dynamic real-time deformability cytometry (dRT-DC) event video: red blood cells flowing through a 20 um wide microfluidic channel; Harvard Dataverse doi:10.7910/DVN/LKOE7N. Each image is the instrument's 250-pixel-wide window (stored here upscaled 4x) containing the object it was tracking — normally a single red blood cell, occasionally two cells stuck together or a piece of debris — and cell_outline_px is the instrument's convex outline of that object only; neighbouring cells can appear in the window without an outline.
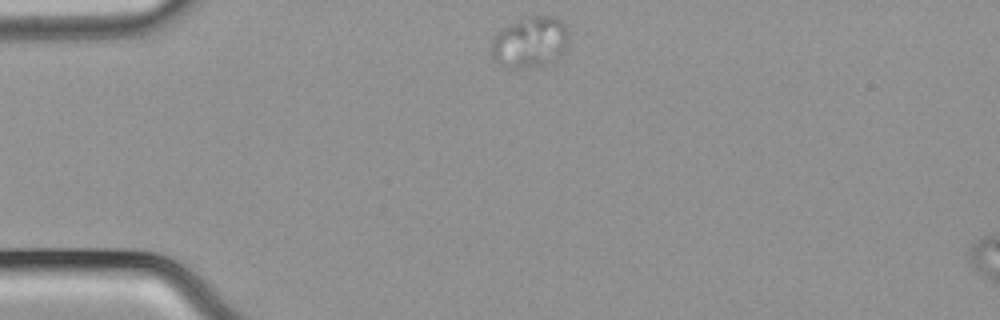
{"species": "common noctule bat (a hibernating species)", "species_latin": "Nyctalus noctula", "temperature_condition": "cold", "stored_images_in_passage": 43, "camera_frame_rate_fps": 3000, "um_per_image_px": 0.085, "animal": {"sex": "male", "body_mass_g": 21.5, "forearm_length_mm": 52.0}, "frame": {"image": 1, "passage_image": 1, "time_ms": 0.0, "image_size_px": [1000, 320], "cell_outline_px": [[568, 40], [564, 56], [556, 60], [540, 64], [520, 68], [504, 68], [492, 60], [492, 40], [496, 32], [500, 28], [508, 24], [528, 16], [556, 16], [564, 24], [568, 32]], "centroid_in_image_um": [45.04, 3.58], "position_along_channel_um": 40.0, "area_um2": 23.35}}
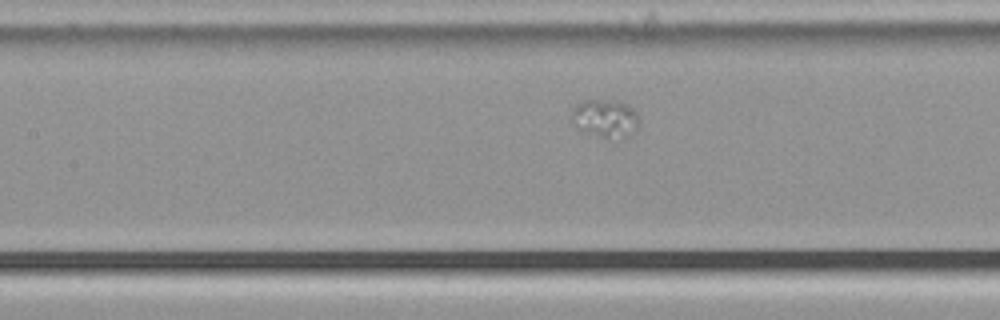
{"frame": {"image": 2, "passage_image": 13, "time_ms": 4.0, "image_size_px": [1000, 320], "cell_outline_px": [[640, 128], [624, 140], [620, 140], [600, 136], [584, 132], [576, 128], [572, 120], [572, 108], [580, 100], [620, 100], [628, 104], [640, 116]], "centroid_in_image_um": [51.51, 10.07], "position_along_channel_um": 155.9, "area_um2": 15.72}}
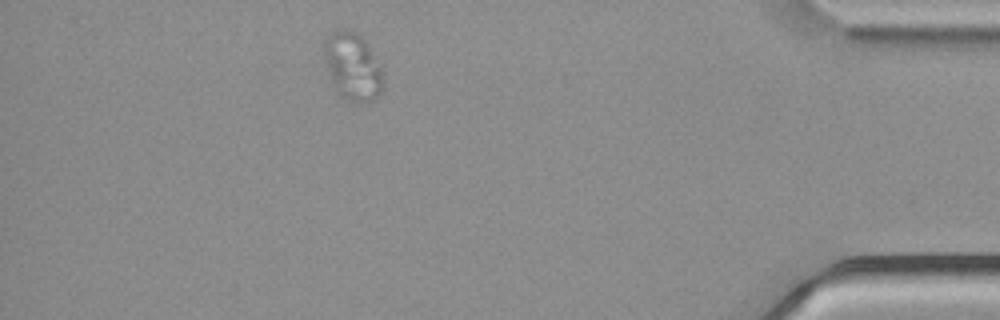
{"frame": {"image": 3, "passage_image": 37, "time_ms": 12.0, "image_size_px": [1000, 320], "cell_outline_px": [[380, 92], [372, 100], [360, 104], [352, 104], [344, 100], [336, 92], [320, 44], [332, 32], [340, 28], [360, 32], [368, 44], [380, 68]], "centroid_in_image_um": [29.91, 5.62], "position_along_channel_um": 405.3, "area_um2": 23.29}}